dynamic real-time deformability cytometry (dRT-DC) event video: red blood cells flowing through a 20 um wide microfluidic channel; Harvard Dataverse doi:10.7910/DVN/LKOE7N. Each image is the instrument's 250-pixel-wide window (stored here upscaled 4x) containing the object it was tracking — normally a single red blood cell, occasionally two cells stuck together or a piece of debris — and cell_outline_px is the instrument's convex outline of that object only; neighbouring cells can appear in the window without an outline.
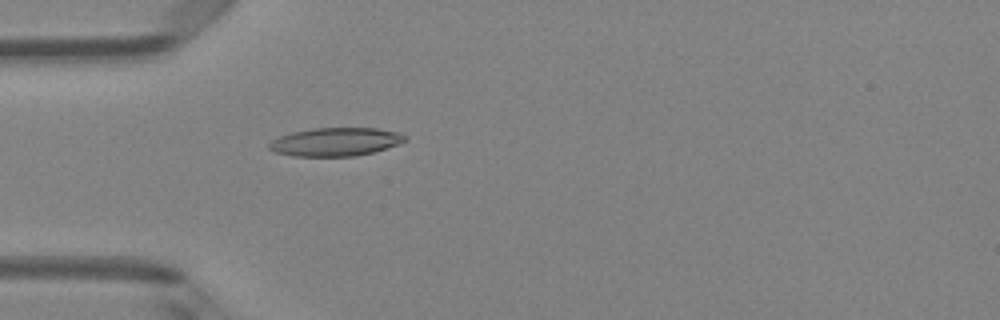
{"species": "Egyptian fruit bat (a non-hibernating species)", "species_latin": "Rousettus aegyptiacus", "temperature_condition": "room temperature", "stored_images_in_passage": 5, "camera_frame_rate_fps": 3000, "um_per_image_px": 0.085, "animal": {"sex": "female"}, "frame": {"image": 1, "passage_image": 5, "time_ms": 4.667, "image_size_px": [1000, 320], "cell_outline_px": [[408, 140], [372, 152], [356, 156], [292, 156], [276, 152], [268, 148], [268, 144], [272, 140], [280, 136], [292, 132], [312, 128], [376, 128], [400, 132]], "centroid_in_image_um": [28.49, 12.05], "position_along_channel_um": 56.5, "area_um2": 22.31}}